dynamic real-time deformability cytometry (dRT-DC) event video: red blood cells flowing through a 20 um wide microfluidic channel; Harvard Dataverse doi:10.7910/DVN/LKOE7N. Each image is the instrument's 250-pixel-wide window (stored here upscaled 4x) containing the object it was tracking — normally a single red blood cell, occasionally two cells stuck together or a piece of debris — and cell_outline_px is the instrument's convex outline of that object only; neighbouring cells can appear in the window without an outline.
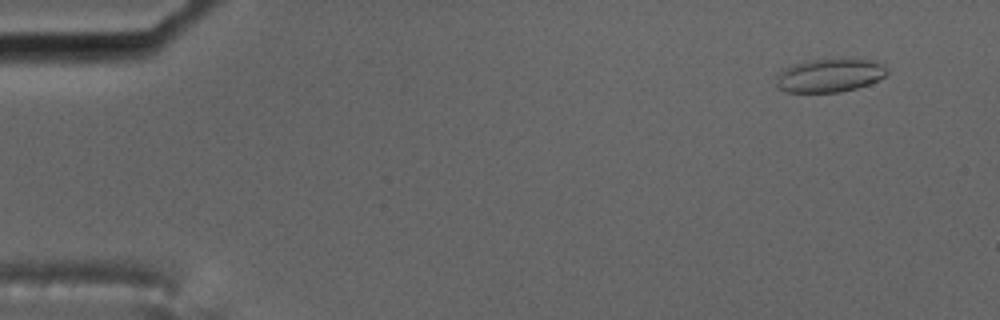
{"species": "common noctule bat (a hibernating species)", "species_latin": "Nyctalus noctula", "temperature_condition": "cold", "stored_images_in_passage": 58, "camera_frame_rate_fps": 3000, "um_per_image_px": 0.085, "animal": {"sex": "male", "body_mass_g": 17.5, "forearm_length_mm": 52.3}, "frame": {"image": 1, "passage_image": 5, "time_ms": 1.333, "image_size_px": [1000, 320], "cell_outline_px": [[888, 72], [884, 76], [868, 84], [856, 88], [840, 92], [784, 92], [776, 88], [776, 72], [780, 68], [792, 64], [808, 60], [876, 60], [884, 64], [888, 68]], "centroid_in_image_um": [70.44, 6.41], "position_along_channel_um": 14.6, "area_um2": 21.79}}
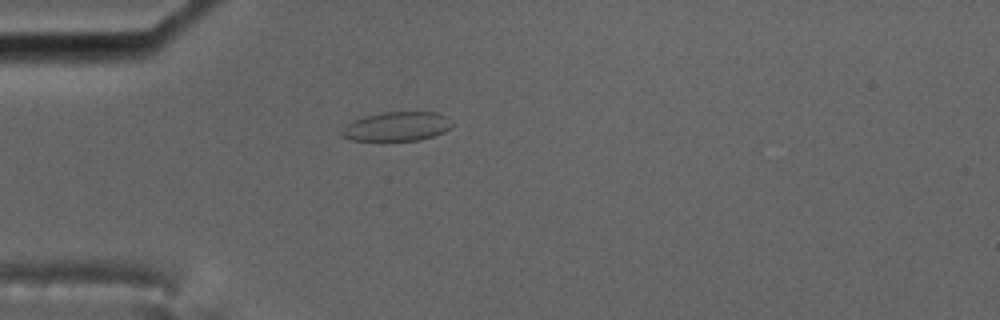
{"frame": {"image": 2, "passage_image": 17, "time_ms": 5.333, "image_size_px": [1000, 320], "cell_outline_px": [[452, 128], [444, 132], [420, 140], [352, 140], [340, 136], [340, 132], [348, 124], [364, 116], [384, 112], [436, 112], [448, 116], [452, 120]], "centroid_in_image_um": [33.78, 10.74], "position_along_channel_um": 51.2, "area_um2": 18.73}}
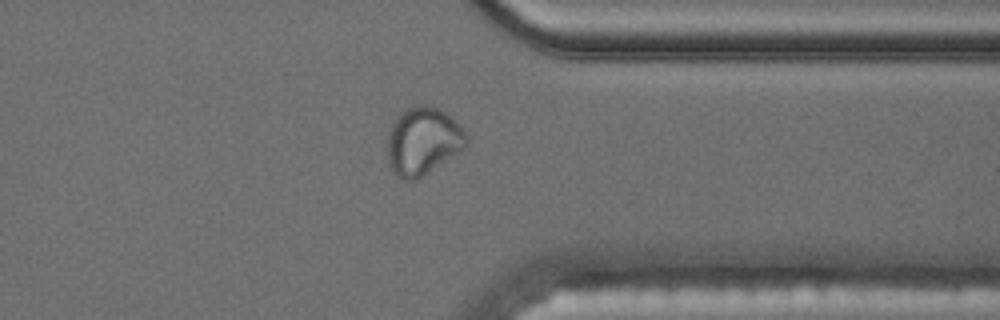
{"frame": {"image": 3, "passage_image": 46, "time_ms": 15.0, "image_size_px": [1000, 320], "cell_outline_px": [[468, 144], [464, 148], [416, 180], [404, 180], [396, 176], [392, 172], [388, 164], [388, 136], [392, 124], [396, 116], [404, 108], [420, 104], [424, 104], [440, 108], [468, 136]], "centroid_in_image_um": [35.9, 11.99], "position_along_channel_um": 375.5, "area_um2": 30.98}}